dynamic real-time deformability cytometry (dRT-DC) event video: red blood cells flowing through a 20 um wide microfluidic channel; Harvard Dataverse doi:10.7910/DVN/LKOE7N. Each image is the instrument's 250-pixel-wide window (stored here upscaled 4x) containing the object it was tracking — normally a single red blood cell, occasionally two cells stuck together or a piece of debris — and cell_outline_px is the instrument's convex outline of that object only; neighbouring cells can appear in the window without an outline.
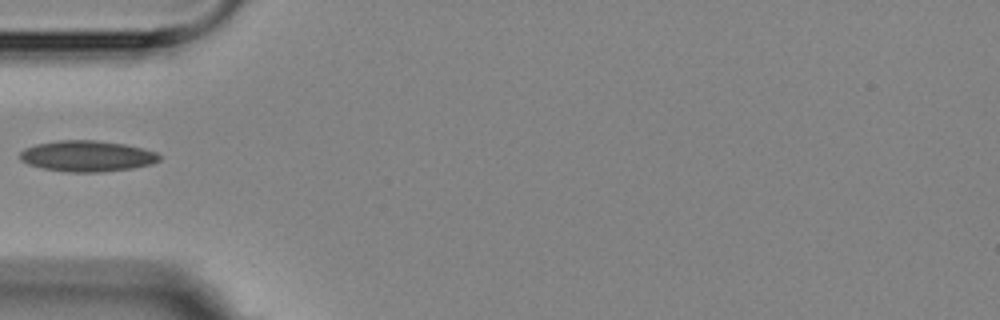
{"species": "Egyptian fruit bat (a non-hibernating species)", "species_latin": "Rousettus aegyptiacus", "temperature_condition": "room temperature", "stored_images_in_passage": 1, "camera_frame_rate_fps": 3000, "um_per_image_px": 0.085, "animal": {"sex": "female"}, "frame": {"image": 1, "passage_image": 1, "time_ms": 0.0, "image_size_px": [1000, 320], "cell_outline_px": [[160, 160], [152, 164], [132, 168], [100, 172], [68, 172], [44, 168], [28, 164], [20, 160], [20, 152], [24, 148], [36, 144], [60, 140], [96, 140], [124, 144], [156, 152], [160, 156]], "centroid_in_image_um": [7.39, 13.26], "position_along_channel_um": 77.6, "area_um2": 25.03}}